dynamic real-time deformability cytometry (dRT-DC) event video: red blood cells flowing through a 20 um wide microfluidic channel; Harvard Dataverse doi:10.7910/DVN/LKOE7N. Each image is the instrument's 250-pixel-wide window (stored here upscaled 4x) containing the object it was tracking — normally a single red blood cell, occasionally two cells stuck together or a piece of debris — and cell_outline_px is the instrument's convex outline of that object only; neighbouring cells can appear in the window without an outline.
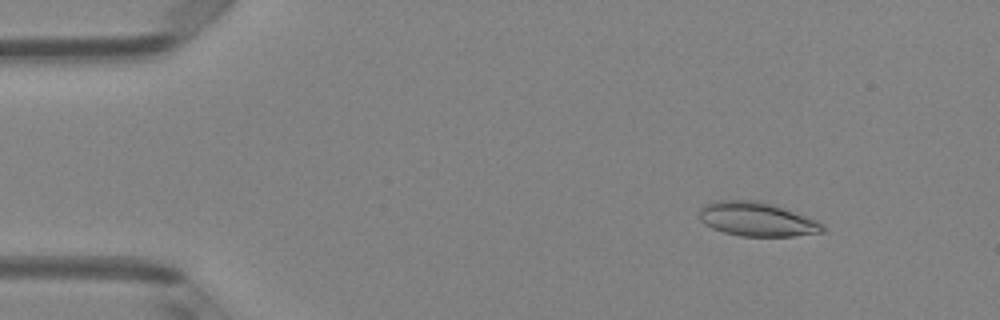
{"species": "Egyptian fruit bat (a non-hibernating species)", "species_latin": "Rousettus aegyptiacus", "temperature_condition": "room temperature", "stored_images_in_passage": 49, "camera_frame_rate_fps": 3000, "um_per_image_px": 0.085, "animal": {"sex": "female"}, "frame": {"image": 1, "passage_image": 6, "time_ms": 1.667, "image_size_px": [1000, 320], "cell_outline_px": [[824, 232], [792, 236], [740, 236], [724, 232], [712, 228], [704, 224], [700, 220], [700, 208], [704, 204], [716, 200], [756, 200], [772, 204], [816, 220], [824, 224]], "centroid_in_image_um": [64.31, 18.63], "position_along_channel_um": 20.7, "area_um2": 24.39}}
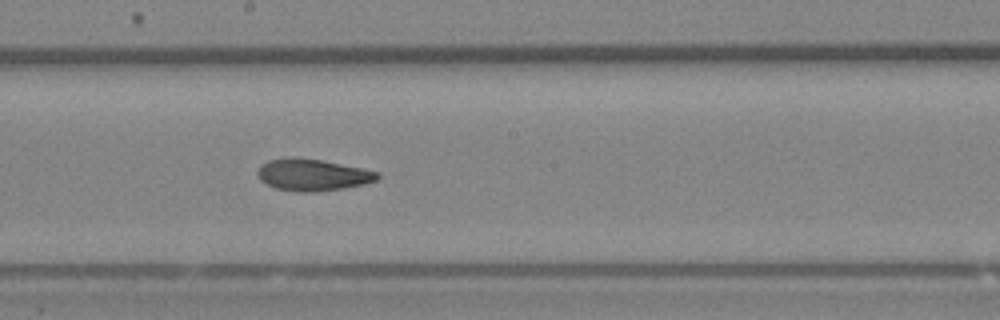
{"frame": {"image": 2, "passage_image": 27, "time_ms": 8.667, "image_size_px": [1000, 320], "cell_outline_px": [[380, 176], [376, 180], [364, 184], [344, 188], [316, 192], [296, 192], [276, 188], [260, 180], [256, 172], [260, 164], [268, 160], [288, 156], [292, 156], [324, 160], [364, 168], [380, 172]], "centroid_in_image_um": [26.56, 14.84], "position_along_channel_um": 221.6, "area_um2": 22.66}}
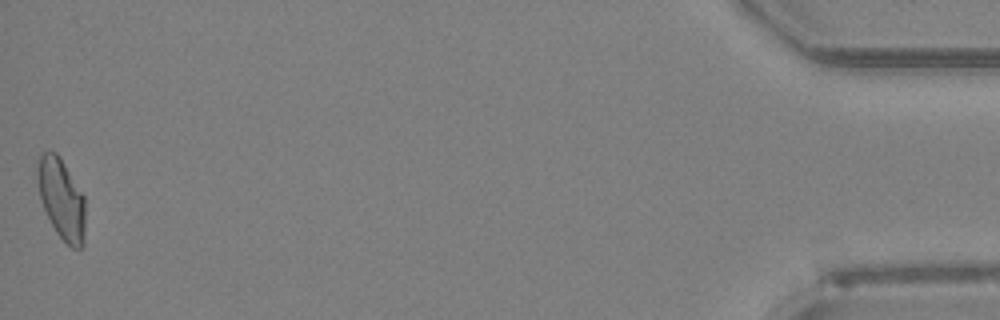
{"frame": {"image": 3, "passage_image": 49, "time_ms": 16.0, "image_size_px": [1000, 320], "cell_outline_px": [[84, 244], [80, 248], [72, 248], [56, 232], [44, 208], [40, 196], [36, 180], [36, 160], [44, 152], [56, 152], [60, 156], [84, 196]], "centroid_in_image_um": [5.2, 16.87], "position_along_channel_um": 430.0, "area_um2": 22.37}, "authors_computed_cell_mechanics": {"area_um2": 22.4842, "velocity_mm_per_s": 4.1304, "shape_relaxation_time_tau1_ms": 6.2404, "shape_relaxation_time_tau2_ms": 2.9103, "deformation_change_tau1": 0.1766, "deformation_change_tau2": 0.0851}}